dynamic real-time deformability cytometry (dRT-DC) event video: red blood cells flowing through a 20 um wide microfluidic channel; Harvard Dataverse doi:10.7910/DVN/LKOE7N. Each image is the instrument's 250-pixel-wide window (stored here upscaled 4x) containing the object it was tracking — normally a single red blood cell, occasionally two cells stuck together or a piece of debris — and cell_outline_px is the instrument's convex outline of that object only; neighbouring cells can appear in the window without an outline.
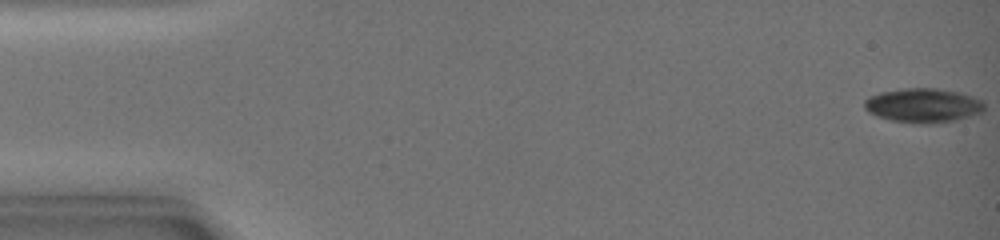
{"species": "common noctule bat (a hibernating species)", "species_latin": "Nyctalus noctula", "temperature_condition": "warm", "stored_images_in_passage": 44, "camera_frame_rate_fps": 3000, "um_per_image_px": 0.085, "animal": {"sex": "female", "body_mass_g": 19.0, "forearm_length_mm": 51.5}, "frame": {"image": 1, "passage_image": 1, "time_ms": 0.0, "image_size_px": [1000, 240], "cell_outline_px": [[984, 112], [956, 120], [928, 124], [920, 124], [892, 120], [876, 116], [868, 112], [864, 108], [864, 100], [868, 96], [880, 92], [904, 88], [936, 88], [960, 92], [972, 96], [980, 100], [984, 104]], "centroid_in_image_um": [78.45, 8.96], "position_along_channel_um": 6.6, "area_um2": 24.1}}
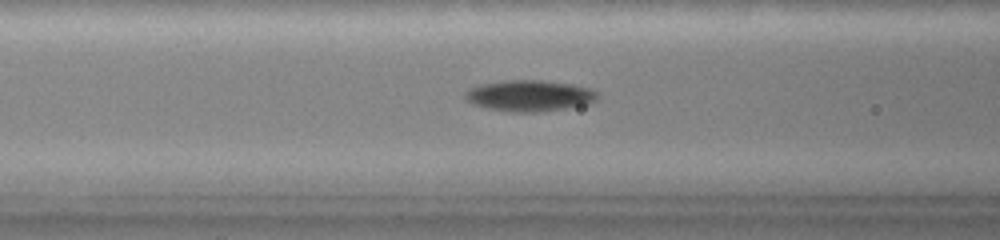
{"frame": {"image": 2, "passage_image": 19, "time_ms": 6.0, "image_size_px": [1000, 240], "cell_outline_px": [[600, 96], [596, 100], [588, 104], [564, 108], [536, 112], [512, 112], [488, 108], [472, 104], [464, 96], [464, 92], [468, 88], [480, 84], [508, 80], [540, 80], [572, 84], [592, 88]], "centroid_in_image_um": [45.01, 8.13], "position_along_channel_um": 121.6, "area_um2": 24.04}}
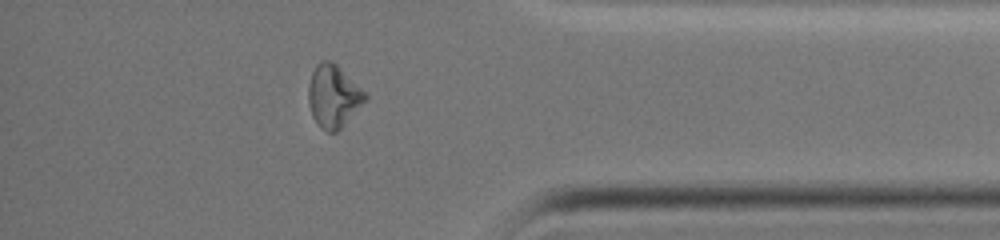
{"frame": {"image": 3, "passage_image": 39, "time_ms": 12.667, "image_size_px": [1000, 240], "cell_outline_px": [[368, 96], [344, 124], [336, 132], [328, 132], [320, 128], [316, 124], [312, 116], [308, 100], [308, 84], [312, 72], [316, 64], [320, 60], [332, 60], [368, 92]], "centroid_in_image_um": [28.33, 8.14], "position_along_channel_um": 406.9, "area_um2": 20.87}, "authors_computed_cell_mechanics": {"area_um2": 22.7732, "velocity_mm_per_s": 4.4319, "shape_relaxation_time_tau1_ms": null, "shape_relaxation_time_tau2_ms": 7.9285, "deformation_change_tau1": null, "deformation_change_tau2": 0.1615}}